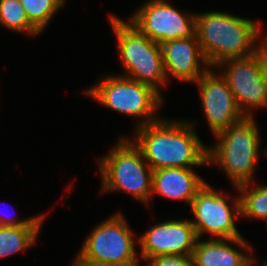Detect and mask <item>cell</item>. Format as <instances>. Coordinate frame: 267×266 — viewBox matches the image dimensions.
Instances as JSON below:
<instances>
[{
  "label": "cell",
  "mask_w": 267,
  "mask_h": 266,
  "mask_svg": "<svg viewBox=\"0 0 267 266\" xmlns=\"http://www.w3.org/2000/svg\"><path fill=\"white\" fill-rule=\"evenodd\" d=\"M236 245L242 250L238 251ZM243 250L248 252L244 253ZM253 251V246L244 237L207 240L198 238L192 255L193 266H244Z\"/></svg>",
  "instance_id": "14"
},
{
  "label": "cell",
  "mask_w": 267,
  "mask_h": 266,
  "mask_svg": "<svg viewBox=\"0 0 267 266\" xmlns=\"http://www.w3.org/2000/svg\"><path fill=\"white\" fill-rule=\"evenodd\" d=\"M73 266H86L82 263H80L76 258L74 259Z\"/></svg>",
  "instance_id": "23"
},
{
  "label": "cell",
  "mask_w": 267,
  "mask_h": 266,
  "mask_svg": "<svg viewBox=\"0 0 267 266\" xmlns=\"http://www.w3.org/2000/svg\"><path fill=\"white\" fill-rule=\"evenodd\" d=\"M260 265L257 264V266H267V261H263V263H259Z\"/></svg>",
  "instance_id": "24"
},
{
  "label": "cell",
  "mask_w": 267,
  "mask_h": 266,
  "mask_svg": "<svg viewBox=\"0 0 267 266\" xmlns=\"http://www.w3.org/2000/svg\"><path fill=\"white\" fill-rule=\"evenodd\" d=\"M260 135L255 117H245L214 135L217 143L208 147L207 164L224 170L234 187L253 183Z\"/></svg>",
  "instance_id": "3"
},
{
  "label": "cell",
  "mask_w": 267,
  "mask_h": 266,
  "mask_svg": "<svg viewBox=\"0 0 267 266\" xmlns=\"http://www.w3.org/2000/svg\"><path fill=\"white\" fill-rule=\"evenodd\" d=\"M239 191L242 218H259L267 221V185L252 183L235 187Z\"/></svg>",
  "instance_id": "17"
},
{
  "label": "cell",
  "mask_w": 267,
  "mask_h": 266,
  "mask_svg": "<svg viewBox=\"0 0 267 266\" xmlns=\"http://www.w3.org/2000/svg\"><path fill=\"white\" fill-rule=\"evenodd\" d=\"M254 258H255V257L250 256L249 261H248L244 266H256V265H255L256 261H255Z\"/></svg>",
  "instance_id": "22"
},
{
  "label": "cell",
  "mask_w": 267,
  "mask_h": 266,
  "mask_svg": "<svg viewBox=\"0 0 267 266\" xmlns=\"http://www.w3.org/2000/svg\"><path fill=\"white\" fill-rule=\"evenodd\" d=\"M45 216L38 214L29 218L16 220L12 217L0 215V226H42Z\"/></svg>",
  "instance_id": "21"
},
{
  "label": "cell",
  "mask_w": 267,
  "mask_h": 266,
  "mask_svg": "<svg viewBox=\"0 0 267 266\" xmlns=\"http://www.w3.org/2000/svg\"><path fill=\"white\" fill-rule=\"evenodd\" d=\"M225 193L222 190L217 191L206 182L195 195L190 208L196 219L190 221L198 238H203L204 234H209L210 239L243 237L235 223L241 217L240 198L235 196L237 198L231 200L230 207L228 198L231 196Z\"/></svg>",
  "instance_id": "9"
},
{
  "label": "cell",
  "mask_w": 267,
  "mask_h": 266,
  "mask_svg": "<svg viewBox=\"0 0 267 266\" xmlns=\"http://www.w3.org/2000/svg\"><path fill=\"white\" fill-rule=\"evenodd\" d=\"M29 21L42 33L66 0H20Z\"/></svg>",
  "instance_id": "19"
},
{
  "label": "cell",
  "mask_w": 267,
  "mask_h": 266,
  "mask_svg": "<svg viewBox=\"0 0 267 266\" xmlns=\"http://www.w3.org/2000/svg\"><path fill=\"white\" fill-rule=\"evenodd\" d=\"M133 236L116 211L91 230L75 258L86 266H140Z\"/></svg>",
  "instance_id": "7"
},
{
  "label": "cell",
  "mask_w": 267,
  "mask_h": 266,
  "mask_svg": "<svg viewBox=\"0 0 267 266\" xmlns=\"http://www.w3.org/2000/svg\"><path fill=\"white\" fill-rule=\"evenodd\" d=\"M128 20L150 40L160 45L196 36V13H182L166 0L145 2Z\"/></svg>",
  "instance_id": "10"
},
{
  "label": "cell",
  "mask_w": 267,
  "mask_h": 266,
  "mask_svg": "<svg viewBox=\"0 0 267 266\" xmlns=\"http://www.w3.org/2000/svg\"><path fill=\"white\" fill-rule=\"evenodd\" d=\"M162 59L167 82L170 76L181 82H195L210 68L197 37L162 43Z\"/></svg>",
  "instance_id": "13"
},
{
  "label": "cell",
  "mask_w": 267,
  "mask_h": 266,
  "mask_svg": "<svg viewBox=\"0 0 267 266\" xmlns=\"http://www.w3.org/2000/svg\"><path fill=\"white\" fill-rule=\"evenodd\" d=\"M42 226H0V260L35 245Z\"/></svg>",
  "instance_id": "16"
},
{
  "label": "cell",
  "mask_w": 267,
  "mask_h": 266,
  "mask_svg": "<svg viewBox=\"0 0 267 266\" xmlns=\"http://www.w3.org/2000/svg\"><path fill=\"white\" fill-rule=\"evenodd\" d=\"M260 29L258 22L224 11L196 14V37L210 68L259 51L267 43Z\"/></svg>",
  "instance_id": "2"
},
{
  "label": "cell",
  "mask_w": 267,
  "mask_h": 266,
  "mask_svg": "<svg viewBox=\"0 0 267 266\" xmlns=\"http://www.w3.org/2000/svg\"><path fill=\"white\" fill-rule=\"evenodd\" d=\"M213 69L220 71L245 117H253V108H267V43L253 55L227 59Z\"/></svg>",
  "instance_id": "8"
},
{
  "label": "cell",
  "mask_w": 267,
  "mask_h": 266,
  "mask_svg": "<svg viewBox=\"0 0 267 266\" xmlns=\"http://www.w3.org/2000/svg\"><path fill=\"white\" fill-rule=\"evenodd\" d=\"M0 23L11 32L36 36L41 32L29 21L20 0H0Z\"/></svg>",
  "instance_id": "18"
},
{
  "label": "cell",
  "mask_w": 267,
  "mask_h": 266,
  "mask_svg": "<svg viewBox=\"0 0 267 266\" xmlns=\"http://www.w3.org/2000/svg\"><path fill=\"white\" fill-rule=\"evenodd\" d=\"M198 236L189 220H166L151 226L138 237L140 258L164 255L192 256Z\"/></svg>",
  "instance_id": "12"
},
{
  "label": "cell",
  "mask_w": 267,
  "mask_h": 266,
  "mask_svg": "<svg viewBox=\"0 0 267 266\" xmlns=\"http://www.w3.org/2000/svg\"><path fill=\"white\" fill-rule=\"evenodd\" d=\"M146 263V266H193V257L183 255H164L149 258L146 260Z\"/></svg>",
  "instance_id": "20"
},
{
  "label": "cell",
  "mask_w": 267,
  "mask_h": 266,
  "mask_svg": "<svg viewBox=\"0 0 267 266\" xmlns=\"http://www.w3.org/2000/svg\"><path fill=\"white\" fill-rule=\"evenodd\" d=\"M98 160L102 193L124 191L150 206L153 169L132 139L120 136L115 147Z\"/></svg>",
  "instance_id": "4"
},
{
  "label": "cell",
  "mask_w": 267,
  "mask_h": 266,
  "mask_svg": "<svg viewBox=\"0 0 267 266\" xmlns=\"http://www.w3.org/2000/svg\"><path fill=\"white\" fill-rule=\"evenodd\" d=\"M205 180L192 168H164L153 171L152 196L159 194L172 200H183L190 206Z\"/></svg>",
  "instance_id": "15"
},
{
  "label": "cell",
  "mask_w": 267,
  "mask_h": 266,
  "mask_svg": "<svg viewBox=\"0 0 267 266\" xmlns=\"http://www.w3.org/2000/svg\"><path fill=\"white\" fill-rule=\"evenodd\" d=\"M84 93L111 110L137 117L135 128L158 121L156 113L164 103V95L151 86L118 74L100 77L99 82Z\"/></svg>",
  "instance_id": "6"
},
{
  "label": "cell",
  "mask_w": 267,
  "mask_h": 266,
  "mask_svg": "<svg viewBox=\"0 0 267 266\" xmlns=\"http://www.w3.org/2000/svg\"><path fill=\"white\" fill-rule=\"evenodd\" d=\"M110 25L117 38L124 74L119 75L151 86L160 95L168 85L160 44L150 40L129 20L110 14Z\"/></svg>",
  "instance_id": "5"
},
{
  "label": "cell",
  "mask_w": 267,
  "mask_h": 266,
  "mask_svg": "<svg viewBox=\"0 0 267 266\" xmlns=\"http://www.w3.org/2000/svg\"><path fill=\"white\" fill-rule=\"evenodd\" d=\"M209 68L195 83L200 92L202 109L213 135L245 118L228 83Z\"/></svg>",
  "instance_id": "11"
},
{
  "label": "cell",
  "mask_w": 267,
  "mask_h": 266,
  "mask_svg": "<svg viewBox=\"0 0 267 266\" xmlns=\"http://www.w3.org/2000/svg\"><path fill=\"white\" fill-rule=\"evenodd\" d=\"M194 124L188 120L161 117L158 121L135 128L132 141L153 171L208 166V146L197 135Z\"/></svg>",
  "instance_id": "1"
}]
</instances>
